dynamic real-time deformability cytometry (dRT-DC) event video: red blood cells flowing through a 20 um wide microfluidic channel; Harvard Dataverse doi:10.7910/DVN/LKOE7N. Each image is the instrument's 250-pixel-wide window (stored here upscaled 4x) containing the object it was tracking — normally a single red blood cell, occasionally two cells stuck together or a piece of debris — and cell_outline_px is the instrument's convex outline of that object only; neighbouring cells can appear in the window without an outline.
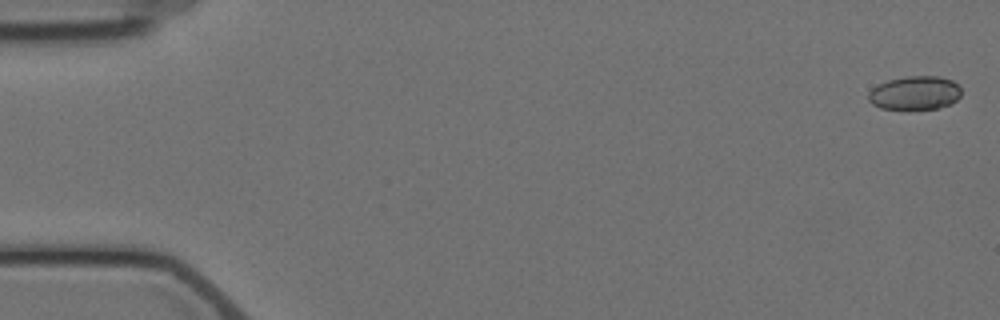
{"species": "Egyptian fruit bat (a non-hibernating species)", "species_latin": "Rousettus aegyptiacus", "temperature_condition": "cold", "stored_images_in_passage": 6, "camera_frame_rate_fps": 3000, "um_per_image_px": 0.085, "animal": {"sex": "female"}, "frame": {"image": 1, "passage_image": 1, "time_ms": 0.0, "image_size_px": [1000, 320], "cell_outline_px": [[960, 96], [952, 104], [936, 108], [880, 108], [872, 104], [868, 100], [868, 92], [872, 88], [888, 80], [904, 76], [940, 76], [952, 80], [960, 88]], "centroid_in_image_um": [77.76, 7.88], "position_along_channel_um": 7.2, "area_um2": 18.09}}
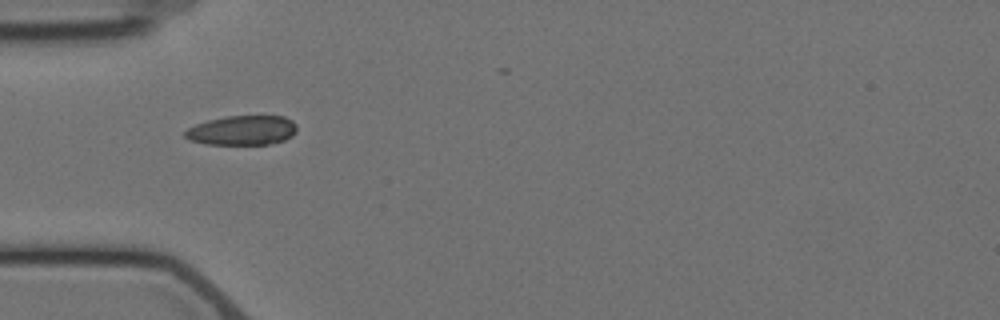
{"frame": {"image": 2, "passage_image": 5, "time_ms": 5.667, "image_size_px": [1000, 320], "cell_outline_px": [[296, 132], [292, 136], [284, 140], [268, 144], [204, 144], [188, 140], [184, 136], [184, 132], [188, 128], [196, 124], [208, 120], [228, 116], [284, 116], [292, 120], [296, 124]], "centroid_in_image_um": [20.58, 11.08], "position_along_channel_um": 64.4, "area_um2": 19.31}}
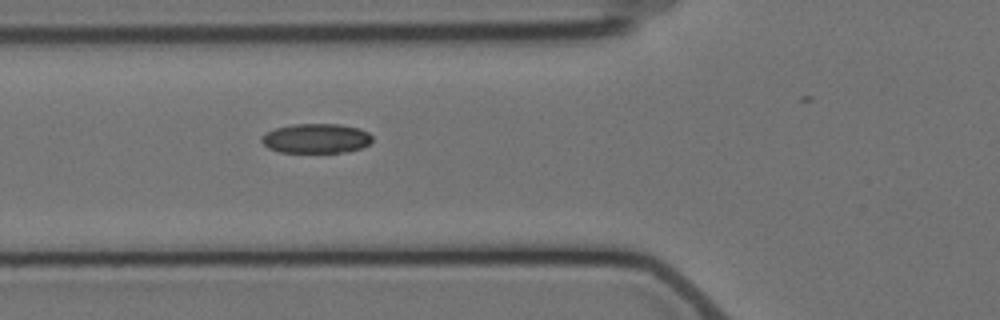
{"frame": {"image": 3, "passage_image": 6, "time_ms": 6.667, "image_size_px": [1000, 320], "cell_outline_px": [[372, 140], [368, 144], [360, 148], [348, 152], [280, 152], [268, 148], [260, 140], [260, 136], [276, 128], [292, 124], [340, 124], [360, 128], [368, 132], [372, 136]], "centroid_in_image_um": [26.87, 11.76], "position_along_channel_um": 98.9, "area_um2": 19.13}}